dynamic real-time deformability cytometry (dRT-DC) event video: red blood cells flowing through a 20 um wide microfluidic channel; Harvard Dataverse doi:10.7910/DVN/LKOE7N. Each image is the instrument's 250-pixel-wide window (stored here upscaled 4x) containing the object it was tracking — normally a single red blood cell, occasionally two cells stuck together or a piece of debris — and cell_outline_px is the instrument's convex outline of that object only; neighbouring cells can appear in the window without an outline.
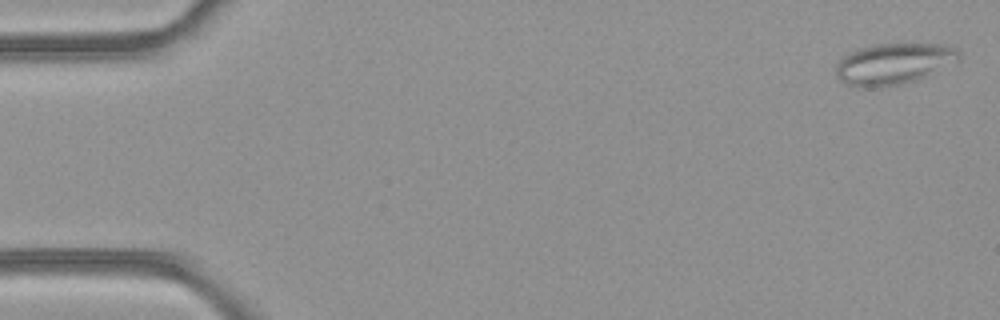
{"species": "common noctule bat (a hibernating species)", "species_latin": "Nyctalus noctula", "temperature_condition": "room temperature", "stored_images_in_passage": 7, "camera_frame_rate_fps": 3000, "um_per_image_px": 0.085, "animal": {"sex": "female", "body_mass_g": 21.9}, "frame": {"image": 1, "passage_image": 1, "time_ms": 0.0, "image_size_px": [1000, 320], "cell_outline_px": [[960, 52], [956, 60], [928, 76], [920, 80], [904, 84], [872, 88], [860, 88], [848, 84], [840, 80], [836, 76], [836, 64], [844, 56], [860, 48], [876, 44], [944, 44], [956, 48]], "centroid_in_image_um": [75.94, 5.44], "position_along_channel_um": 9.1, "area_um2": 29.48}}
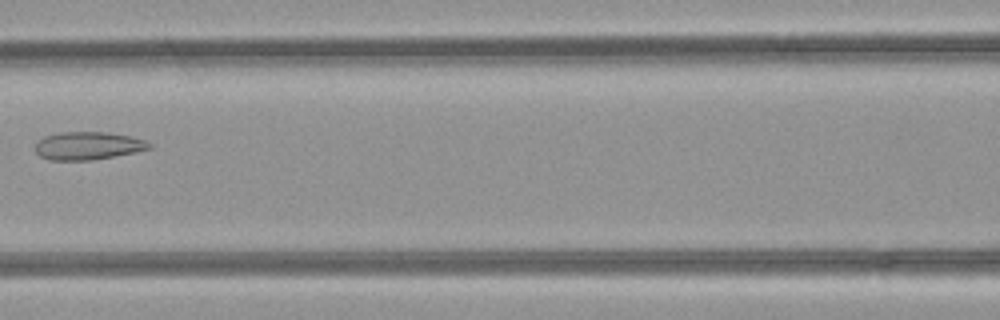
{"frame": {"image": 2, "passage_image": 7, "time_ms": 2.0, "image_size_px": [1000, 320], "cell_outline_px": [[152, 148], [136, 152], [92, 160], [48, 160], [40, 156], [36, 152], [36, 140], [44, 136], [60, 132], [108, 132], [128, 136], [144, 140], [152, 144]], "centroid_in_image_um": [7.45, 12.39], "position_along_channel_um": 159.1, "area_um2": 18.61}}